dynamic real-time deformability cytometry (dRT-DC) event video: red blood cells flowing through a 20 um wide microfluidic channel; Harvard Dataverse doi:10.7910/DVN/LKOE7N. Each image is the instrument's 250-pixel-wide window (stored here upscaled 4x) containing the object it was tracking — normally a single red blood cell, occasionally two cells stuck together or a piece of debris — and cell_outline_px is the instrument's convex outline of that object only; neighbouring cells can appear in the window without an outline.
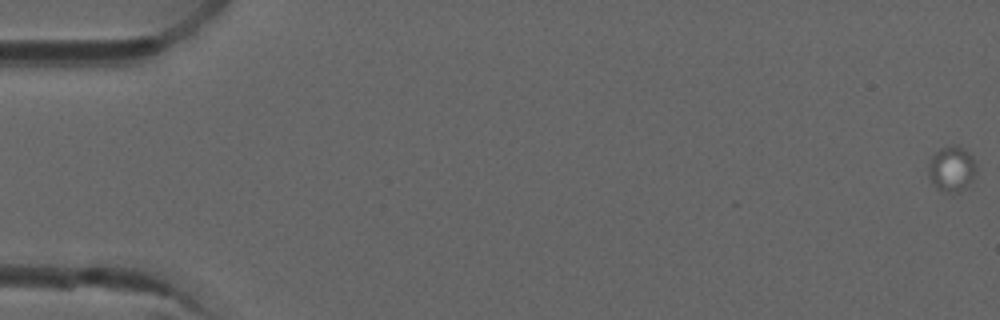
{"species": "common noctule bat (a hibernating species)", "species_latin": "Nyctalus noctula", "temperature_condition": "room temperature", "stored_images_in_passage": 6, "camera_frame_rate_fps": 3000, "um_per_image_px": 0.085, "animal": {"sex": "male", "forearm_length_mm": 52.5}, "frame": {"image": 1, "passage_image": 1, "time_ms": 0.0, "image_size_px": [1000, 320], "cell_outline_px": [[976, 168], [972, 180], [964, 188], [956, 192], [948, 192], [936, 188], [928, 176], [928, 164], [932, 156], [940, 148], [960, 148], [968, 152], [972, 156], [976, 164]], "centroid_in_image_um": [80.87, 14.39], "position_along_channel_um": 4.1, "area_um2": 12.2}}